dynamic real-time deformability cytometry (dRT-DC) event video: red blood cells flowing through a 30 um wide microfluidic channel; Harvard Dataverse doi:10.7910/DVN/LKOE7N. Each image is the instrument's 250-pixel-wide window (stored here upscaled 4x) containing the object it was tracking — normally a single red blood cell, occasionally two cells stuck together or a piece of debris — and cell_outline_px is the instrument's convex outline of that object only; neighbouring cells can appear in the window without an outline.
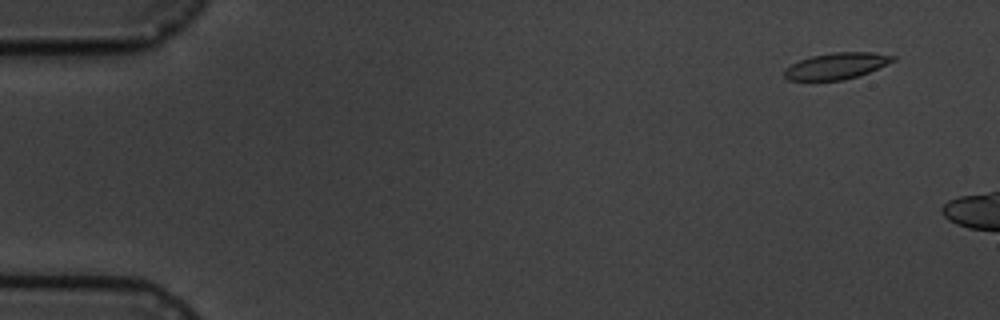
{"species": "common noctule bat (a hibernating species)", "species_latin": "Nyctalus noctula", "temperature_condition": "cold", "stored_images_in_passage": 3, "camera_frame_rate_fps": 3000, "um_per_image_px": 0.085, "animal": {"sex": "male", "body_mass_g": 19.5, "forearm_length_mm": 54.6}, "frame": {"image": 1, "passage_image": 1, "time_ms": 0.0, "image_size_px": [1000, 320], "cell_outline_px": [[896, 60], [860, 76], [844, 80], [788, 80], [784, 76], [784, 68], [800, 60], [812, 56], [832, 52], [872, 52], [896, 56]], "centroid_in_image_um": [71.12, 5.6], "position_along_channel_um": 13.9, "area_um2": 16.7}}